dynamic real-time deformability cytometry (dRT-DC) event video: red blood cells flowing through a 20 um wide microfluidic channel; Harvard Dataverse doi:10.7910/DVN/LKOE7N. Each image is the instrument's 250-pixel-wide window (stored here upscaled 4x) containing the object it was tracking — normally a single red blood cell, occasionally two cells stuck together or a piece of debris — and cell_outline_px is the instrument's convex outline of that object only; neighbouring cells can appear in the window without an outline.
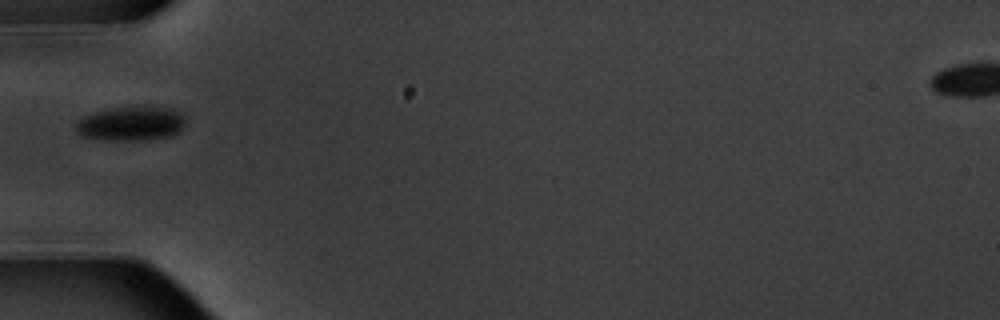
{"species": "common noctule bat (a hibernating species)", "species_latin": "Nyctalus noctula", "temperature_condition": "warm", "stored_images_in_passage": 4, "camera_frame_rate_fps": 3000, "um_per_image_px": 0.085, "animal": {"sex": "male", "body_mass_g": 20.1, "forearm_length_mm": 53.5}, "frame": {"image": 1, "passage_image": 3, "time_ms": 2.333, "image_size_px": [1000, 320], "cell_outline_px": [[184, 124], [180, 132], [172, 136], [144, 140], [100, 140], [84, 136], [76, 132], [76, 124], [84, 116], [92, 112], [112, 108], [172, 108], [184, 120]], "centroid_in_image_um": [11.1, 10.54], "position_along_channel_um": 73.9, "area_um2": 21.44}}
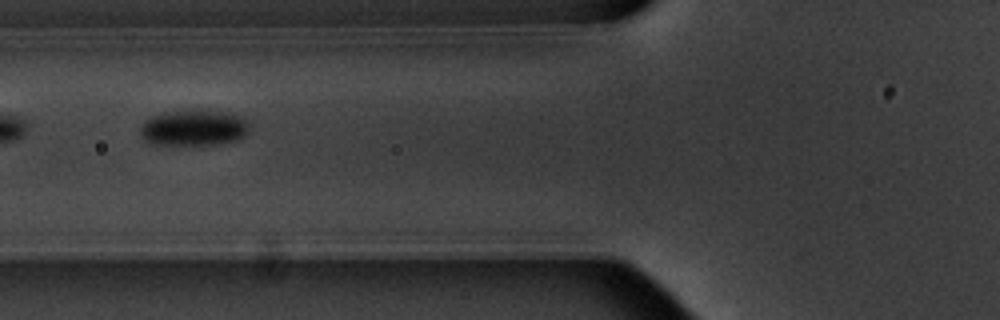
{"frame": {"image": 2, "passage_image": 4, "time_ms": 3.333, "image_size_px": [1000, 320], "cell_outline_px": [[248, 132], [244, 136], [236, 140], [216, 144], [152, 144], [144, 140], [140, 136], [140, 128], [144, 120], [160, 112], [236, 112], [248, 124]], "centroid_in_image_um": [16.44, 10.88], "position_along_channel_um": 109.4, "area_um2": 22.43}}